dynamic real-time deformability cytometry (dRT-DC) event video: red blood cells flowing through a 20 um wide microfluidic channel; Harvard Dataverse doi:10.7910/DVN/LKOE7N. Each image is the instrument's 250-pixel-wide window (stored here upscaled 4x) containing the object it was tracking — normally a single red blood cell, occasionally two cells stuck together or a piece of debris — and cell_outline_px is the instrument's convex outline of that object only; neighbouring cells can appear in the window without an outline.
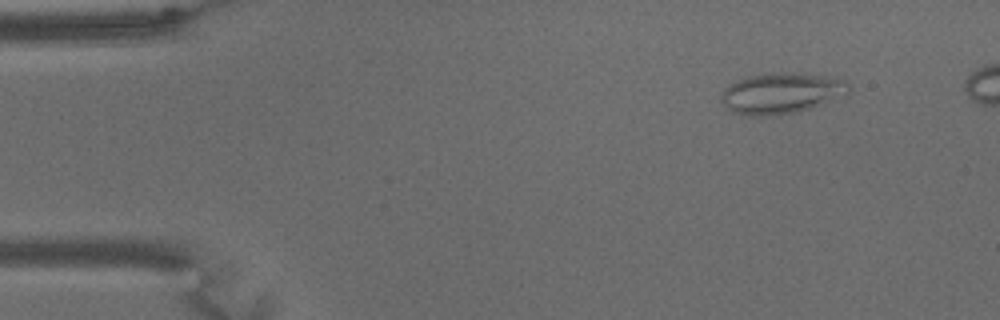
{"species": "common noctule bat (a hibernating species)", "species_latin": "Nyctalus noctula", "temperature_condition": "warm", "stored_images_in_passage": 61, "camera_frame_rate_fps": 3000, "um_per_image_px": 0.085, "animal": {"sex": "male", "body_mass_g": 15.6}, "frame": {"image": 1, "passage_image": 7, "time_ms": 2.0, "image_size_px": [1000, 320], "cell_outline_px": [[852, 88], [848, 96], [796, 112], [764, 116], [744, 116], [732, 112], [720, 100], [720, 96], [724, 88], [728, 84], [736, 80], [748, 76], [772, 72], [800, 72], [836, 76], [848, 80]], "centroid_in_image_um": [66.5, 7.89], "position_along_channel_um": 18.5, "area_um2": 31.44}}
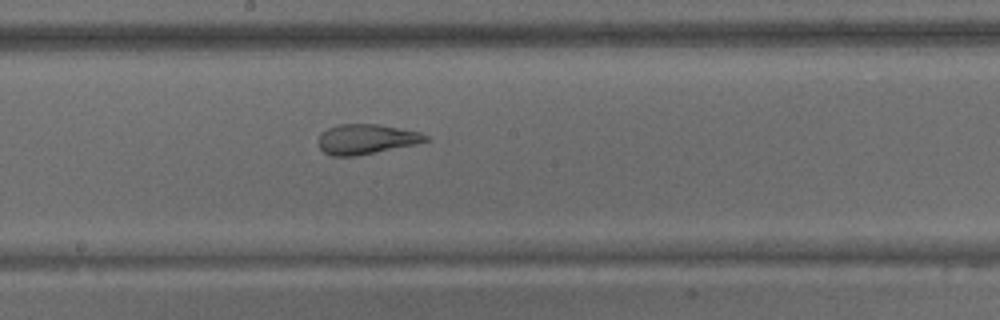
{"frame": {"image": 2, "passage_image": 35, "time_ms": 11.333, "image_size_px": [1000, 320], "cell_outline_px": [[428, 140], [416, 144], [356, 156], [332, 156], [324, 152], [316, 144], [316, 140], [320, 132], [336, 124], [380, 124], [420, 132], [428, 136]], "centroid_in_image_um": [31.07, 11.82], "position_along_channel_um": 217.1, "area_um2": 18.96}}
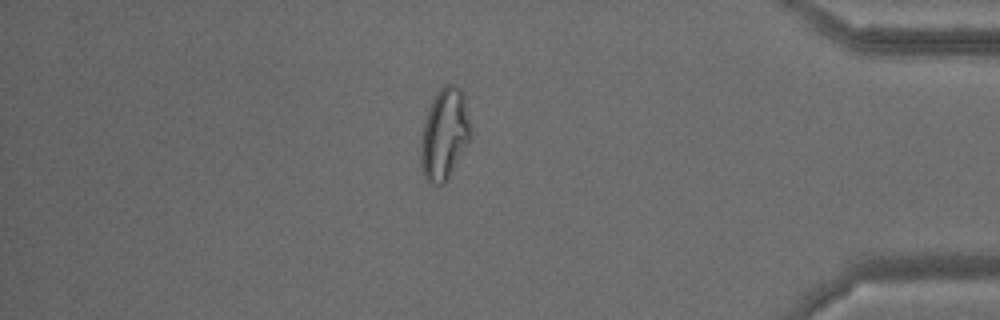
{"frame": {"image": 3, "passage_image": 56, "time_ms": 18.333, "image_size_px": [1000, 320], "cell_outline_px": [[472, 136], [448, 180], [444, 184], [428, 184], [424, 176], [420, 164], [420, 144], [424, 124], [432, 100], [436, 92], [440, 88], [448, 84], [456, 84], [460, 88], [464, 96], [472, 128]], "centroid_in_image_um": [37.79, 11.43], "position_along_channel_um": 397.4, "area_um2": 26.88}}